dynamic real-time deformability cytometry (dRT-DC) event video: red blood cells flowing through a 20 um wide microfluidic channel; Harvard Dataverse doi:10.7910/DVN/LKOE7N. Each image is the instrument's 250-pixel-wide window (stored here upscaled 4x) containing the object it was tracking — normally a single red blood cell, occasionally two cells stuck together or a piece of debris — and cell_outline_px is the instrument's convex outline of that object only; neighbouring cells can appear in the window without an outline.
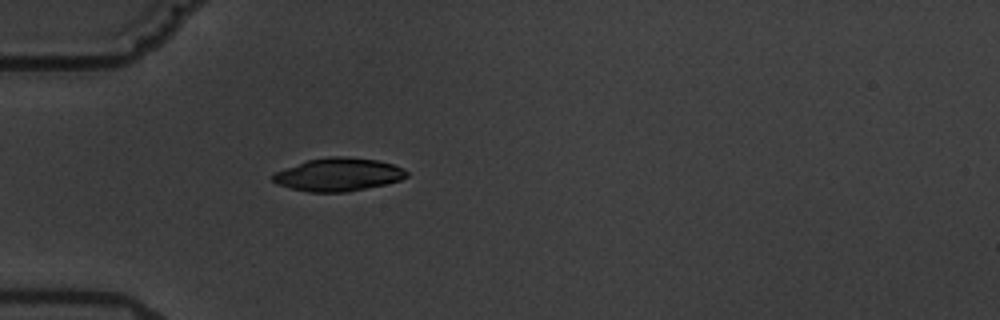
{"species": "common noctule bat (a hibernating species)", "species_latin": "Nyctalus noctula", "temperature_condition": "warm", "stored_images_in_passage": 1, "camera_frame_rate_fps": 3000, "um_per_image_px": 0.085, "animal": {"sex": "male", "body_mass_g": 19.5, "forearm_length_mm": 54.6}, "frame": {"image": 1, "passage_image": 1, "time_ms": 0.0, "image_size_px": [1000, 320], "cell_outline_px": [[408, 176], [400, 180], [384, 184], [348, 192], [308, 192], [276, 184], [272, 180], [272, 176], [276, 172], [284, 168], [308, 160], [328, 156], [344, 156], [376, 160], [392, 164], [404, 168], [408, 172]], "centroid_in_image_um": [28.76, 14.83], "position_along_channel_um": 56.2, "area_um2": 25.72}}